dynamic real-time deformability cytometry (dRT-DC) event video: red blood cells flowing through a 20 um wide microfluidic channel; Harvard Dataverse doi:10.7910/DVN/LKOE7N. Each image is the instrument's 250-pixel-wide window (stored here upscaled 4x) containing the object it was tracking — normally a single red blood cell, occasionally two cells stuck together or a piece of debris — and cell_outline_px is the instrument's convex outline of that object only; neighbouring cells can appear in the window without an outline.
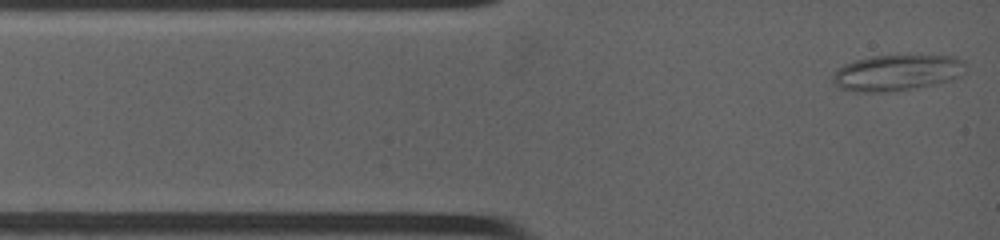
{"species": "common noctule bat (a hibernating species)", "species_latin": "Nyctalus noctula", "temperature_condition": "warm", "stored_images_in_passage": 2, "camera_frame_rate_fps": 4500, "um_per_image_px": 0.085, "animal": {"sex": "female", "body_mass_g": 19.0, "forearm_length_mm": 53.3}, "frame": {"image": 1, "passage_image": 2, "time_ms": 0.222, "image_size_px": [1000, 240], "cell_outline_px": [[964, 64], [960, 76], [928, 84], [904, 88], [876, 92], [844, 88], [836, 84], [832, 80], [832, 76], [840, 68], [856, 60], [872, 56], [944, 56], [956, 60]], "centroid_in_image_um": [76.16, 6.15], "position_along_channel_um": 8.8, "area_um2": 25.78}}